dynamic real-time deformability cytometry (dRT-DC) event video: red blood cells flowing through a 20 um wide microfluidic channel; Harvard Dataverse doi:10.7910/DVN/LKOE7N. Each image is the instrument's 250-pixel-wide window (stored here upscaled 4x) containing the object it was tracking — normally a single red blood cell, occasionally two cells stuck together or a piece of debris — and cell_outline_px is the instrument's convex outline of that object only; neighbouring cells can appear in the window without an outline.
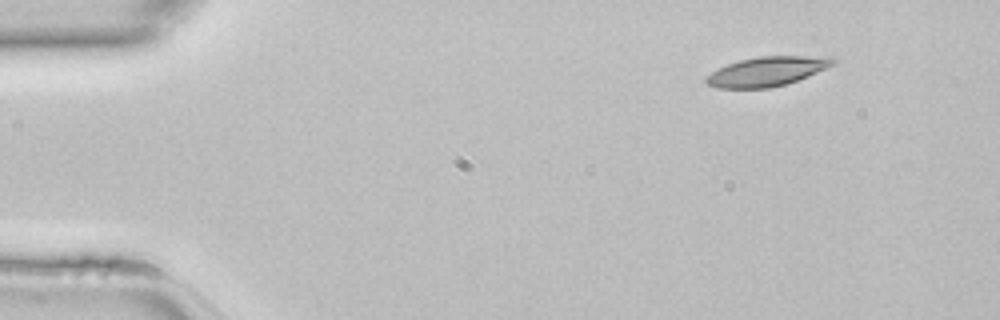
{"species": "common noctule bat (a hibernating species)", "species_latin": "Nyctalus noctula", "temperature_condition": "room temperature", "stored_images_in_passage": 42, "camera_frame_rate_fps": 3000, "um_per_image_px": 0.085, "animal": {"sex": "female", "body_mass_g": 22.7, "forearm_length_mm": 54.2}, "frame": {"image": 1, "passage_image": 1, "time_ms": 0.0, "image_size_px": [1000, 320], "cell_outline_px": [[836, 64], [808, 76], [784, 84], [768, 88], [716, 88], [708, 84], [704, 80], [704, 76], [716, 68], [740, 60], [760, 56], [832, 56], [836, 60]], "centroid_in_image_um": [65.18, 6.06], "position_along_channel_um": 19.8, "area_um2": 21.85}}
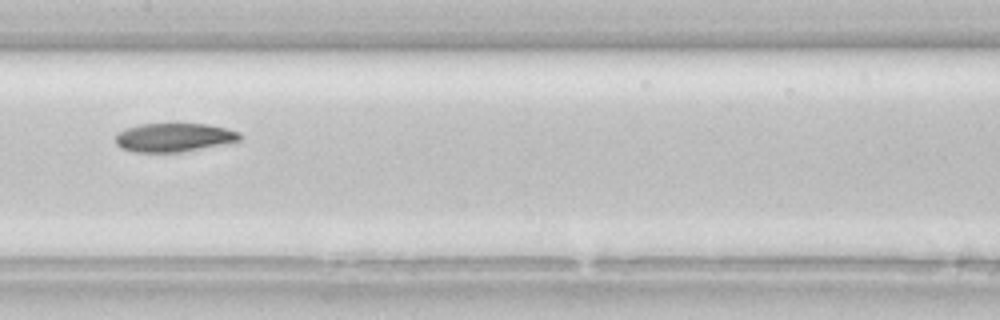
{"frame": {"image": 2, "passage_image": 19, "time_ms": 6.0, "image_size_px": [1000, 320], "cell_outline_px": [[240, 140], [180, 152], [132, 152], [120, 148], [116, 144], [116, 132], [124, 128], [140, 124], [208, 124], [240, 132]], "centroid_in_image_um": [14.7, 11.68], "position_along_channel_um": 192.7, "area_um2": 20.63}}
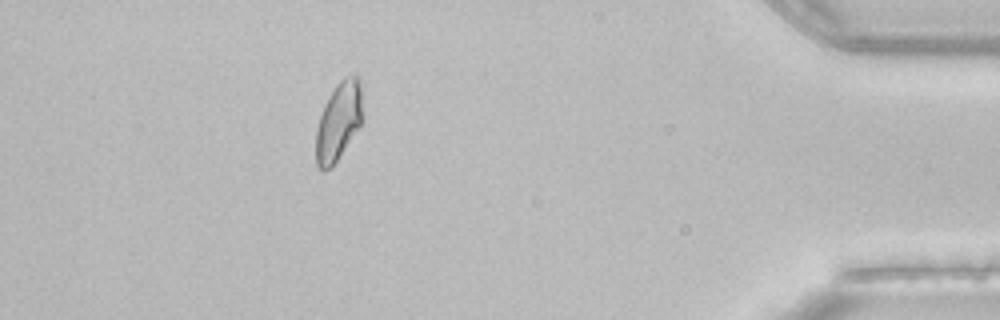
{"frame": {"image": 3, "passage_image": 37, "time_ms": 12.0, "image_size_px": [1000, 320], "cell_outline_px": [[364, 120], [332, 168], [324, 172], [316, 164], [316, 128], [324, 104], [328, 96], [336, 84], [344, 76], [356, 76], [360, 88], [364, 116]], "centroid_in_image_um": [28.78, 10.35], "position_along_channel_um": 406.4, "area_um2": 21.5}}